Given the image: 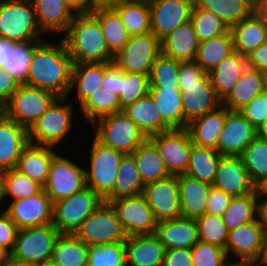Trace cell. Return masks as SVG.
I'll return each mask as SVG.
<instances>
[{
	"label": "cell",
	"mask_w": 267,
	"mask_h": 266,
	"mask_svg": "<svg viewBox=\"0 0 267 266\" xmlns=\"http://www.w3.org/2000/svg\"><path fill=\"white\" fill-rule=\"evenodd\" d=\"M40 42L16 43L7 39L6 63L0 68L7 71L21 84L26 82L33 49Z\"/></svg>",
	"instance_id": "obj_45"
},
{
	"label": "cell",
	"mask_w": 267,
	"mask_h": 266,
	"mask_svg": "<svg viewBox=\"0 0 267 266\" xmlns=\"http://www.w3.org/2000/svg\"><path fill=\"white\" fill-rule=\"evenodd\" d=\"M6 116V103L0 99V120Z\"/></svg>",
	"instance_id": "obj_71"
},
{
	"label": "cell",
	"mask_w": 267,
	"mask_h": 266,
	"mask_svg": "<svg viewBox=\"0 0 267 266\" xmlns=\"http://www.w3.org/2000/svg\"><path fill=\"white\" fill-rule=\"evenodd\" d=\"M226 266H263L261 262H254V261H239L236 263H228Z\"/></svg>",
	"instance_id": "obj_67"
},
{
	"label": "cell",
	"mask_w": 267,
	"mask_h": 266,
	"mask_svg": "<svg viewBox=\"0 0 267 266\" xmlns=\"http://www.w3.org/2000/svg\"><path fill=\"white\" fill-rule=\"evenodd\" d=\"M11 257V253L5 247L0 245V265Z\"/></svg>",
	"instance_id": "obj_70"
},
{
	"label": "cell",
	"mask_w": 267,
	"mask_h": 266,
	"mask_svg": "<svg viewBox=\"0 0 267 266\" xmlns=\"http://www.w3.org/2000/svg\"><path fill=\"white\" fill-rule=\"evenodd\" d=\"M90 151V170H85L86 186L104 200L113 190L118 167L125 154L101 144L95 138Z\"/></svg>",
	"instance_id": "obj_8"
},
{
	"label": "cell",
	"mask_w": 267,
	"mask_h": 266,
	"mask_svg": "<svg viewBox=\"0 0 267 266\" xmlns=\"http://www.w3.org/2000/svg\"><path fill=\"white\" fill-rule=\"evenodd\" d=\"M246 59L248 67L267 74V41L250 52Z\"/></svg>",
	"instance_id": "obj_60"
},
{
	"label": "cell",
	"mask_w": 267,
	"mask_h": 266,
	"mask_svg": "<svg viewBox=\"0 0 267 266\" xmlns=\"http://www.w3.org/2000/svg\"><path fill=\"white\" fill-rule=\"evenodd\" d=\"M266 91H267V74H266Z\"/></svg>",
	"instance_id": "obj_76"
},
{
	"label": "cell",
	"mask_w": 267,
	"mask_h": 266,
	"mask_svg": "<svg viewBox=\"0 0 267 266\" xmlns=\"http://www.w3.org/2000/svg\"><path fill=\"white\" fill-rule=\"evenodd\" d=\"M241 158L255 185L267 177V140L256 136L243 151Z\"/></svg>",
	"instance_id": "obj_46"
},
{
	"label": "cell",
	"mask_w": 267,
	"mask_h": 266,
	"mask_svg": "<svg viewBox=\"0 0 267 266\" xmlns=\"http://www.w3.org/2000/svg\"><path fill=\"white\" fill-rule=\"evenodd\" d=\"M161 54L160 41L150 32L130 36L123 49L115 55L114 63L124 72L149 75Z\"/></svg>",
	"instance_id": "obj_12"
},
{
	"label": "cell",
	"mask_w": 267,
	"mask_h": 266,
	"mask_svg": "<svg viewBox=\"0 0 267 266\" xmlns=\"http://www.w3.org/2000/svg\"><path fill=\"white\" fill-rule=\"evenodd\" d=\"M257 219L232 229L228 233L226 254L232 252L241 261L264 263L267 255V234L259 216Z\"/></svg>",
	"instance_id": "obj_13"
},
{
	"label": "cell",
	"mask_w": 267,
	"mask_h": 266,
	"mask_svg": "<svg viewBox=\"0 0 267 266\" xmlns=\"http://www.w3.org/2000/svg\"><path fill=\"white\" fill-rule=\"evenodd\" d=\"M62 38L73 63H114L99 19L91 12L75 13Z\"/></svg>",
	"instance_id": "obj_2"
},
{
	"label": "cell",
	"mask_w": 267,
	"mask_h": 266,
	"mask_svg": "<svg viewBox=\"0 0 267 266\" xmlns=\"http://www.w3.org/2000/svg\"><path fill=\"white\" fill-rule=\"evenodd\" d=\"M57 98L52 92L20 84L6 103V116L29 130Z\"/></svg>",
	"instance_id": "obj_10"
},
{
	"label": "cell",
	"mask_w": 267,
	"mask_h": 266,
	"mask_svg": "<svg viewBox=\"0 0 267 266\" xmlns=\"http://www.w3.org/2000/svg\"><path fill=\"white\" fill-rule=\"evenodd\" d=\"M4 198L3 194V172L0 171V200Z\"/></svg>",
	"instance_id": "obj_72"
},
{
	"label": "cell",
	"mask_w": 267,
	"mask_h": 266,
	"mask_svg": "<svg viewBox=\"0 0 267 266\" xmlns=\"http://www.w3.org/2000/svg\"><path fill=\"white\" fill-rule=\"evenodd\" d=\"M29 143L28 130L5 116L0 120V171L16 169L22 149Z\"/></svg>",
	"instance_id": "obj_24"
},
{
	"label": "cell",
	"mask_w": 267,
	"mask_h": 266,
	"mask_svg": "<svg viewBox=\"0 0 267 266\" xmlns=\"http://www.w3.org/2000/svg\"><path fill=\"white\" fill-rule=\"evenodd\" d=\"M259 197L257 193L233 197L223 213L222 220L228 231L257 219L259 216Z\"/></svg>",
	"instance_id": "obj_44"
},
{
	"label": "cell",
	"mask_w": 267,
	"mask_h": 266,
	"mask_svg": "<svg viewBox=\"0 0 267 266\" xmlns=\"http://www.w3.org/2000/svg\"><path fill=\"white\" fill-rule=\"evenodd\" d=\"M112 8L121 18L130 36L151 32L148 0H120Z\"/></svg>",
	"instance_id": "obj_35"
},
{
	"label": "cell",
	"mask_w": 267,
	"mask_h": 266,
	"mask_svg": "<svg viewBox=\"0 0 267 266\" xmlns=\"http://www.w3.org/2000/svg\"><path fill=\"white\" fill-rule=\"evenodd\" d=\"M91 12L99 19L106 44L115 56L130 38L121 18L112 7H98L92 9Z\"/></svg>",
	"instance_id": "obj_39"
},
{
	"label": "cell",
	"mask_w": 267,
	"mask_h": 266,
	"mask_svg": "<svg viewBox=\"0 0 267 266\" xmlns=\"http://www.w3.org/2000/svg\"><path fill=\"white\" fill-rule=\"evenodd\" d=\"M226 108L221 104L216 109L192 120L187 125L192 143L218 151V139L223 130Z\"/></svg>",
	"instance_id": "obj_30"
},
{
	"label": "cell",
	"mask_w": 267,
	"mask_h": 266,
	"mask_svg": "<svg viewBox=\"0 0 267 266\" xmlns=\"http://www.w3.org/2000/svg\"><path fill=\"white\" fill-rule=\"evenodd\" d=\"M162 266H194L189 248H174L165 250Z\"/></svg>",
	"instance_id": "obj_58"
},
{
	"label": "cell",
	"mask_w": 267,
	"mask_h": 266,
	"mask_svg": "<svg viewBox=\"0 0 267 266\" xmlns=\"http://www.w3.org/2000/svg\"><path fill=\"white\" fill-rule=\"evenodd\" d=\"M150 93L149 75L128 73L122 70V86L119 101L123 110L136 100Z\"/></svg>",
	"instance_id": "obj_53"
},
{
	"label": "cell",
	"mask_w": 267,
	"mask_h": 266,
	"mask_svg": "<svg viewBox=\"0 0 267 266\" xmlns=\"http://www.w3.org/2000/svg\"><path fill=\"white\" fill-rule=\"evenodd\" d=\"M247 67L246 56L234 51L208 72L215 93L221 101L233 89Z\"/></svg>",
	"instance_id": "obj_32"
},
{
	"label": "cell",
	"mask_w": 267,
	"mask_h": 266,
	"mask_svg": "<svg viewBox=\"0 0 267 266\" xmlns=\"http://www.w3.org/2000/svg\"><path fill=\"white\" fill-rule=\"evenodd\" d=\"M87 266H127L124 242L89 246Z\"/></svg>",
	"instance_id": "obj_52"
},
{
	"label": "cell",
	"mask_w": 267,
	"mask_h": 266,
	"mask_svg": "<svg viewBox=\"0 0 267 266\" xmlns=\"http://www.w3.org/2000/svg\"><path fill=\"white\" fill-rule=\"evenodd\" d=\"M257 136V129L239 111L226 108L223 130L218 139V152L222 156H241Z\"/></svg>",
	"instance_id": "obj_20"
},
{
	"label": "cell",
	"mask_w": 267,
	"mask_h": 266,
	"mask_svg": "<svg viewBox=\"0 0 267 266\" xmlns=\"http://www.w3.org/2000/svg\"><path fill=\"white\" fill-rule=\"evenodd\" d=\"M98 122L97 119L93 122V125L97 126L94 138L101 144L125 155H131L147 139L123 112L100 117Z\"/></svg>",
	"instance_id": "obj_5"
},
{
	"label": "cell",
	"mask_w": 267,
	"mask_h": 266,
	"mask_svg": "<svg viewBox=\"0 0 267 266\" xmlns=\"http://www.w3.org/2000/svg\"><path fill=\"white\" fill-rule=\"evenodd\" d=\"M43 187L16 169L3 171L4 197L11 195L15 200L38 194Z\"/></svg>",
	"instance_id": "obj_50"
},
{
	"label": "cell",
	"mask_w": 267,
	"mask_h": 266,
	"mask_svg": "<svg viewBox=\"0 0 267 266\" xmlns=\"http://www.w3.org/2000/svg\"><path fill=\"white\" fill-rule=\"evenodd\" d=\"M127 266H162L165 247L155 234L128 236L124 242Z\"/></svg>",
	"instance_id": "obj_25"
},
{
	"label": "cell",
	"mask_w": 267,
	"mask_h": 266,
	"mask_svg": "<svg viewBox=\"0 0 267 266\" xmlns=\"http://www.w3.org/2000/svg\"><path fill=\"white\" fill-rule=\"evenodd\" d=\"M233 52V36L229 30L225 34L200 42L195 62L208 73Z\"/></svg>",
	"instance_id": "obj_42"
},
{
	"label": "cell",
	"mask_w": 267,
	"mask_h": 266,
	"mask_svg": "<svg viewBox=\"0 0 267 266\" xmlns=\"http://www.w3.org/2000/svg\"><path fill=\"white\" fill-rule=\"evenodd\" d=\"M151 97L163 121L171 129H183V107L180 89H150Z\"/></svg>",
	"instance_id": "obj_43"
},
{
	"label": "cell",
	"mask_w": 267,
	"mask_h": 266,
	"mask_svg": "<svg viewBox=\"0 0 267 266\" xmlns=\"http://www.w3.org/2000/svg\"><path fill=\"white\" fill-rule=\"evenodd\" d=\"M266 91V74L247 67L233 89L221 101V104L230 111H240L249 104L258 94Z\"/></svg>",
	"instance_id": "obj_29"
},
{
	"label": "cell",
	"mask_w": 267,
	"mask_h": 266,
	"mask_svg": "<svg viewBox=\"0 0 267 266\" xmlns=\"http://www.w3.org/2000/svg\"><path fill=\"white\" fill-rule=\"evenodd\" d=\"M234 51L247 56L267 41V12L260 6L231 28Z\"/></svg>",
	"instance_id": "obj_22"
},
{
	"label": "cell",
	"mask_w": 267,
	"mask_h": 266,
	"mask_svg": "<svg viewBox=\"0 0 267 266\" xmlns=\"http://www.w3.org/2000/svg\"><path fill=\"white\" fill-rule=\"evenodd\" d=\"M65 97H58L28 130L29 143L55 146L72 128L71 105ZM36 140V142H35Z\"/></svg>",
	"instance_id": "obj_11"
},
{
	"label": "cell",
	"mask_w": 267,
	"mask_h": 266,
	"mask_svg": "<svg viewBox=\"0 0 267 266\" xmlns=\"http://www.w3.org/2000/svg\"><path fill=\"white\" fill-rule=\"evenodd\" d=\"M199 241L226 249L228 233L222 217L205 213L195 219Z\"/></svg>",
	"instance_id": "obj_51"
},
{
	"label": "cell",
	"mask_w": 267,
	"mask_h": 266,
	"mask_svg": "<svg viewBox=\"0 0 267 266\" xmlns=\"http://www.w3.org/2000/svg\"><path fill=\"white\" fill-rule=\"evenodd\" d=\"M7 56V39L0 37V66L6 63Z\"/></svg>",
	"instance_id": "obj_65"
},
{
	"label": "cell",
	"mask_w": 267,
	"mask_h": 266,
	"mask_svg": "<svg viewBox=\"0 0 267 266\" xmlns=\"http://www.w3.org/2000/svg\"><path fill=\"white\" fill-rule=\"evenodd\" d=\"M110 204L128 236L155 234L157 221L143 194L112 200Z\"/></svg>",
	"instance_id": "obj_17"
},
{
	"label": "cell",
	"mask_w": 267,
	"mask_h": 266,
	"mask_svg": "<svg viewBox=\"0 0 267 266\" xmlns=\"http://www.w3.org/2000/svg\"><path fill=\"white\" fill-rule=\"evenodd\" d=\"M42 32H66L75 13L64 0H31ZM73 12V13H72Z\"/></svg>",
	"instance_id": "obj_31"
},
{
	"label": "cell",
	"mask_w": 267,
	"mask_h": 266,
	"mask_svg": "<svg viewBox=\"0 0 267 266\" xmlns=\"http://www.w3.org/2000/svg\"><path fill=\"white\" fill-rule=\"evenodd\" d=\"M179 61L160 54L154 61L150 73V89H180Z\"/></svg>",
	"instance_id": "obj_47"
},
{
	"label": "cell",
	"mask_w": 267,
	"mask_h": 266,
	"mask_svg": "<svg viewBox=\"0 0 267 266\" xmlns=\"http://www.w3.org/2000/svg\"><path fill=\"white\" fill-rule=\"evenodd\" d=\"M120 0H87V12L98 7H112Z\"/></svg>",
	"instance_id": "obj_62"
},
{
	"label": "cell",
	"mask_w": 267,
	"mask_h": 266,
	"mask_svg": "<svg viewBox=\"0 0 267 266\" xmlns=\"http://www.w3.org/2000/svg\"><path fill=\"white\" fill-rule=\"evenodd\" d=\"M18 230L19 229L6 212L0 214V245L7 250L10 249V253L14 248Z\"/></svg>",
	"instance_id": "obj_57"
},
{
	"label": "cell",
	"mask_w": 267,
	"mask_h": 266,
	"mask_svg": "<svg viewBox=\"0 0 267 266\" xmlns=\"http://www.w3.org/2000/svg\"><path fill=\"white\" fill-rule=\"evenodd\" d=\"M89 246L74 234H59L51 261L59 266H87Z\"/></svg>",
	"instance_id": "obj_41"
},
{
	"label": "cell",
	"mask_w": 267,
	"mask_h": 266,
	"mask_svg": "<svg viewBox=\"0 0 267 266\" xmlns=\"http://www.w3.org/2000/svg\"><path fill=\"white\" fill-rule=\"evenodd\" d=\"M87 246L125 242L128 235L110 203L103 202L74 232Z\"/></svg>",
	"instance_id": "obj_6"
},
{
	"label": "cell",
	"mask_w": 267,
	"mask_h": 266,
	"mask_svg": "<svg viewBox=\"0 0 267 266\" xmlns=\"http://www.w3.org/2000/svg\"><path fill=\"white\" fill-rule=\"evenodd\" d=\"M18 229L52 224L53 202L42 189L38 194L15 200L5 211Z\"/></svg>",
	"instance_id": "obj_19"
},
{
	"label": "cell",
	"mask_w": 267,
	"mask_h": 266,
	"mask_svg": "<svg viewBox=\"0 0 267 266\" xmlns=\"http://www.w3.org/2000/svg\"><path fill=\"white\" fill-rule=\"evenodd\" d=\"M259 217L267 234V200H259Z\"/></svg>",
	"instance_id": "obj_64"
},
{
	"label": "cell",
	"mask_w": 267,
	"mask_h": 266,
	"mask_svg": "<svg viewBox=\"0 0 267 266\" xmlns=\"http://www.w3.org/2000/svg\"><path fill=\"white\" fill-rule=\"evenodd\" d=\"M190 21L200 42L227 33L230 28L212 12L200 9L195 3Z\"/></svg>",
	"instance_id": "obj_49"
},
{
	"label": "cell",
	"mask_w": 267,
	"mask_h": 266,
	"mask_svg": "<svg viewBox=\"0 0 267 266\" xmlns=\"http://www.w3.org/2000/svg\"><path fill=\"white\" fill-rule=\"evenodd\" d=\"M149 138L171 128L163 121L151 95L136 100L122 111Z\"/></svg>",
	"instance_id": "obj_33"
},
{
	"label": "cell",
	"mask_w": 267,
	"mask_h": 266,
	"mask_svg": "<svg viewBox=\"0 0 267 266\" xmlns=\"http://www.w3.org/2000/svg\"><path fill=\"white\" fill-rule=\"evenodd\" d=\"M203 10L212 12L229 28L249 17L260 6L254 0H194Z\"/></svg>",
	"instance_id": "obj_34"
},
{
	"label": "cell",
	"mask_w": 267,
	"mask_h": 266,
	"mask_svg": "<svg viewBox=\"0 0 267 266\" xmlns=\"http://www.w3.org/2000/svg\"><path fill=\"white\" fill-rule=\"evenodd\" d=\"M212 186L232 197L257 193L241 156L221 157Z\"/></svg>",
	"instance_id": "obj_21"
},
{
	"label": "cell",
	"mask_w": 267,
	"mask_h": 266,
	"mask_svg": "<svg viewBox=\"0 0 267 266\" xmlns=\"http://www.w3.org/2000/svg\"><path fill=\"white\" fill-rule=\"evenodd\" d=\"M256 191L260 200V196L267 197V177H265L261 182L256 185ZM262 200H267V198H263Z\"/></svg>",
	"instance_id": "obj_66"
},
{
	"label": "cell",
	"mask_w": 267,
	"mask_h": 266,
	"mask_svg": "<svg viewBox=\"0 0 267 266\" xmlns=\"http://www.w3.org/2000/svg\"><path fill=\"white\" fill-rule=\"evenodd\" d=\"M257 137L267 140V120L257 129Z\"/></svg>",
	"instance_id": "obj_69"
},
{
	"label": "cell",
	"mask_w": 267,
	"mask_h": 266,
	"mask_svg": "<svg viewBox=\"0 0 267 266\" xmlns=\"http://www.w3.org/2000/svg\"><path fill=\"white\" fill-rule=\"evenodd\" d=\"M85 170L70 159L56 155L50 165L48 180L43 189L53 203L70 197L87 187Z\"/></svg>",
	"instance_id": "obj_14"
},
{
	"label": "cell",
	"mask_w": 267,
	"mask_h": 266,
	"mask_svg": "<svg viewBox=\"0 0 267 266\" xmlns=\"http://www.w3.org/2000/svg\"><path fill=\"white\" fill-rule=\"evenodd\" d=\"M182 217L196 219L206 213V201L212 185L187 174L177 175Z\"/></svg>",
	"instance_id": "obj_28"
},
{
	"label": "cell",
	"mask_w": 267,
	"mask_h": 266,
	"mask_svg": "<svg viewBox=\"0 0 267 266\" xmlns=\"http://www.w3.org/2000/svg\"><path fill=\"white\" fill-rule=\"evenodd\" d=\"M143 196L157 222L182 217L177 175L146 184Z\"/></svg>",
	"instance_id": "obj_18"
},
{
	"label": "cell",
	"mask_w": 267,
	"mask_h": 266,
	"mask_svg": "<svg viewBox=\"0 0 267 266\" xmlns=\"http://www.w3.org/2000/svg\"><path fill=\"white\" fill-rule=\"evenodd\" d=\"M194 266H226V250L209 243L198 241L192 248Z\"/></svg>",
	"instance_id": "obj_54"
},
{
	"label": "cell",
	"mask_w": 267,
	"mask_h": 266,
	"mask_svg": "<svg viewBox=\"0 0 267 266\" xmlns=\"http://www.w3.org/2000/svg\"><path fill=\"white\" fill-rule=\"evenodd\" d=\"M265 264H267V255H266V258H265V261H264Z\"/></svg>",
	"instance_id": "obj_77"
},
{
	"label": "cell",
	"mask_w": 267,
	"mask_h": 266,
	"mask_svg": "<svg viewBox=\"0 0 267 266\" xmlns=\"http://www.w3.org/2000/svg\"><path fill=\"white\" fill-rule=\"evenodd\" d=\"M155 235L166 250L174 248L191 249L199 241L195 219L184 217L158 221Z\"/></svg>",
	"instance_id": "obj_23"
},
{
	"label": "cell",
	"mask_w": 267,
	"mask_h": 266,
	"mask_svg": "<svg viewBox=\"0 0 267 266\" xmlns=\"http://www.w3.org/2000/svg\"><path fill=\"white\" fill-rule=\"evenodd\" d=\"M72 65L63 40L57 44L40 42L33 49L24 84L66 98L71 92Z\"/></svg>",
	"instance_id": "obj_1"
},
{
	"label": "cell",
	"mask_w": 267,
	"mask_h": 266,
	"mask_svg": "<svg viewBox=\"0 0 267 266\" xmlns=\"http://www.w3.org/2000/svg\"><path fill=\"white\" fill-rule=\"evenodd\" d=\"M179 87L182 95L184 128L194 119L221 105L211 84L209 73L195 61H179Z\"/></svg>",
	"instance_id": "obj_3"
},
{
	"label": "cell",
	"mask_w": 267,
	"mask_h": 266,
	"mask_svg": "<svg viewBox=\"0 0 267 266\" xmlns=\"http://www.w3.org/2000/svg\"><path fill=\"white\" fill-rule=\"evenodd\" d=\"M21 83L0 68V99L7 103Z\"/></svg>",
	"instance_id": "obj_61"
},
{
	"label": "cell",
	"mask_w": 267,
	"mask_h": 266,
	"mask_svg": "<svg viewBox=\"0 0 267 266\" xmlns=\"http://www.w3.org/2000/svg\"><path fill=\"white\" fill-rule=\"evenodd\" d=\"M151 33L161 42L174 29L190 20L194 0H148Z\"/></svg>",
	"instance_id": "obj_16"
},
{
	"label": "cell",
	"mask_w": 267,
	"mask_h": 266,
	"mask_svg": "<svg viewBox=\"0 0 267 266\" xmlns=\"http://www.w3.org/2000/svg\"><path fill=\"white\" fill-rule=\"evenodd\" d=\"M74 13L87 12V0H64Z\"/></svg>",
	"instance_id": "obj_63"
},
{
	"label": "cell",
	"mask_w": 267,
	"mask_h": 266,
	"mask_svg": "<svg viewBox=\"0 0 267 266\" xmlns=\"http://www.w3.org/2000/svg\"><path fill=\"white\" fill-rule=\"evenodd\" d=\"M31 0H0V37L16 43L42 42Z\"/></svg>",
	"instance_id": "obj_4"
},
{
	"label": "cell",
	"mask_w": 267,
	"mask_h": 266,
	"mask_svg": "<svg viewBox=\"0 0 267 266\" xmlns=\"http://www.w3.org/2000/svg\"><path fill=\"white\" fill-rule=\"evenodd\" d=\"M239 112L258 129L267 120V91L258 94L254 100L244 106Z\"/></svg>",
	"instance_id": "obj_55"
},
{
	"label": "cell",
	"mask_w": 267,
	"mask_h": 266,
	"mask_svg": "<svg viewBox=\"0 0 267 266\" xmlns=\"http://www.w3.org/2000/svg\"><path fill=\"white\" fill-rule=\"evenodd\" d=\"M82 111L88 120L93 123L96 118L106 116L108 114L119 113L121 104L119 97L109 92L105 88L100 87L87 100L81 104Z\"/></svg>",
	"instance_id": "obj_48"
},
{
	"label": "cell",
	"mask_w": 267,
	"mask_h": 266,
	"mask_svg": "<svg viewBox=\"0 0 267 266\" xmlns=\"http://www.w3.org/2000/svg\"><path fill=\"white\" fill-rule=\"evenodd\" d=\"M60 232L48 224L40 227L19 229L11 258L33 265L51 260L53 247Z\"/></svg>",
	"instance_id": "obj_9"
},
{
	"label": "cell",
	"mask_w": 267,
	"mask_h": 266,
	"mask_svg": "<svg viewBox=\"0 0 267 266\" xmlns=\"http://www.w3.org/2000/svg\"><path fill=\"white\" fill-rule=\"evenodd\" d=\"M103 202L96 192L85 187L70 197L53 203L52 224L60 234H74L83 221Z\"/></svg>",
	"instance_id": "obj_7"
},
{
	"label": "cell",
	"mask_w": 267,
	"mask_h": 266,
	"mask_svg": "<svg viewBox=\"0 0 267 266\" xmlns=\"http://www.w3.org/2000/svg\"><path fill=\"white\" fill-rule=\"evenodd\" d=\"M221 157L215 149L192 144L185 174L212 185Z\"/></svg>",
	"instance_id": "obj_40"
},
{
	"label": "cell",
	"mask_w": 267,
	"mask_h": 266,
	"mask_svg": "<svg viewBox=\"0 0 267 266\" xmlns=\"http://www.w3.org/2000/svg\"><path fill=\"white\" fill-rule=\"evenodd\" d=\"M254 1L261 7L267 2V0H254Z\"/></svg>",
	"instance_id": "obj_74"
},
{
	"label": "cell",
	"mask_w": 267,
	"mask_h": 266,
	"mask_svg": "<svg viewBox=\"0 0 267 266\" xmlns=\"http://www.w3.org/2000/svg\"><path fill=\"white\" fill-rule=\"evenodd\" d=\"M121 86L122 69H120L115 63H112L104 72L101 87L119 97L121 94Z\"/></svg>",
	"instance_id": "obj_59"
},
{
	"label": "cell",
	"mask_w": 267,
	"mask_h": 266,
	"mask_svg": "<svg viewBox=\"0 0 267 266\" xmlns=\"http://www.w3.org/2000/svg\"><path fill=\"white\" fill-rule=\"evenodd\" d=\"M118 177L112 192L104 199L110 203L120 198L143 194L145 184L141 178L136 162L131 155H125L118 167Z\"/></svg>",
	"instance_id": "obj_36"
},
{
	"label": "cell",
	"mask_w": 267,
	"mask_h": 266,
	"mask_svg": "<svg viewBox=\"0 0 267 266\" xmlns=\"http://www.w3.org/2000/svg\"><path fill=\"white\" fill-rule=\"evenodd\" d=\"M112 63H73L71 90L77 86L80 105L101 87L105 70Z\"/></svg>",
	"instance_id": "obj_37"
},
{
	"label": "cell",
	"mask_w": 267,
	"mask_h": 266,
	"mask_svg": "<svg viewBox=\"0 0 267 266\" xmlns=\"http://www.w3.org/2000/svg\"><path fill=\"white\" fill-rule=\"evenodd\" d=\"M131 156L136 162L144 184L170 176L155 144L147 138Z\"/></svg>",
	"instance_id": "obj_38"
},
{
	"label": "cell",
	"mask_w": 267,
	"mask_h": 266,
	"mask_svg": "<svg viewBox=\"0 0 267 266\" xmlns=\"http://www.w3.org/2000/svg\"><path fill=\"white\" fill-rule=\"evenodd\" d=\"M0 266H36L29 263H22L12 259L11 257Z\"/></svg>",
	"instance_id": "obj_68"
},
{
	"label": "cell",
	"mask_w": 267,
	"mask_h": 266,
	"mask_svg": "<svg viewBox=\"0 0 267 266\" xmlns=\"http://www.w3.org/2000/svg\"><path fill=\"white\" fill-rule=\"evenodd\" d=\"M200 41L191 21L174 29L161 42V54L180 62L195 61Z\"/></svg>",
	"instance_id": "obj_27"
},
{
	"label": "cell",
	"mask_w": 267,
	"mask_h": 266,
	"mask_svg": "<svg viewBox=\"0 0 267 266\" xmlns=\"http://www.w3.org/2000/svg\"><path fill=\"white\" fill-rule=\"evenodd\" d=\"M170 175L185 174L192 147V139L187 128L170 129L150 136Z\"/></svg>",
	"instance_id": "obj_15"
},
{
	"label": "cell",
	"mask_w": 267,
	"mask_h": 266,
	"mask_svg": "<svg viewBox=\"0 0 267 266\" xmlns=\"http://www.w3.org/2000/svg\"><path fill=\"white\" fill-rule=\"evenodd\" d=\"M52 147L28 143L21 151L16 170L44 187L50 165L57 155Z\"/></svg>",
	"instance_id": "obj_26"
},
{
	"label": "cell",
	"mask_w": 267,
	"mask_h": 266,
	"mask_svg": "<svg viewBox=\"0 0 267 266\" xmlns=\"http://www.w3.org/2000/svg\"><path fill=\"white\" fill-rule=\"evenodd\" d=\"M262 8L267 12V2L262 6Z\"/></svg>",
	"instance_id": "obj_75"
},
{
	"label": "cell",
	"mask_w": 267,
	"mask_h": 266,
	"mask_svg": "<svg viewBox=\"0 0 267 266\" xmlns=\"http://www.w3.org/2000/svg\"><path fill=\"white\" fill-rule=\"evenodd\" d=\"M232 198L222 190L211 186L206 201V213L222 216L229 207Z\"/></svg>",
	"instance_id": "obj_56"
},
{
	"label": "cell",
	"mask_w": 267,
	"mask_h": 266,
	"mask_svg": "<svg viewBox=\"0 0 267 266\" xmlns=\"http://www.w3.org/2000/svg\"><path fill=\"white\" fill-rule=\"evenodd\" d=\"M36 266H59V265H57L56 263H54L53 261L50 260V261H46V262L39 264V265H36Z\"/></svg>",
	"instance_id": "obj_73"
}]
</instances>
